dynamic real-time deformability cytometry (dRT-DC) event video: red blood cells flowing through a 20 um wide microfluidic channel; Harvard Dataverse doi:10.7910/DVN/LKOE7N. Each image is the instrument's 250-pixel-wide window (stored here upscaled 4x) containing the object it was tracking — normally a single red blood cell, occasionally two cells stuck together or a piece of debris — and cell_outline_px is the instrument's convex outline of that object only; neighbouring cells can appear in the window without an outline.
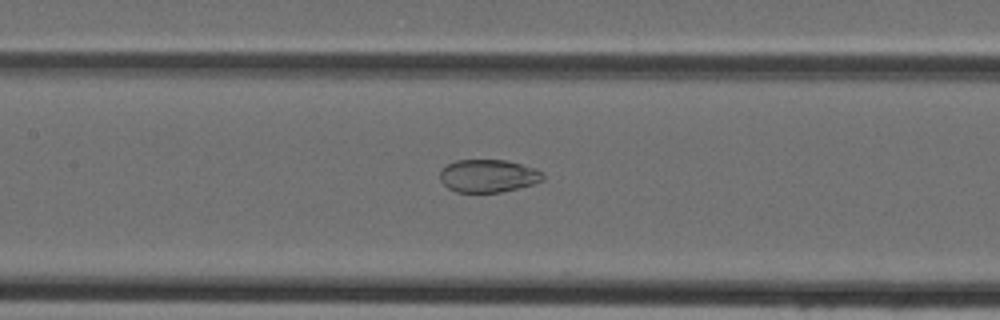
{"species": "Egyptian fruit bat (a non-hibernating species)", "species_latin": "Rousettus aegyptiacus", "temperature_condition": "cold", "stored_images_in_passage": 33, "camera_frame_rate_fps": 3000, "um_per_image_px": 0.085, "animal": {"sex": "female"}, "frame": {"image": 1, "passage_image": 9, "time_ms": 2.667, "image_size_px": [1000, 320], "cell_outline_px": [[544, 180], [532, 184], [500, 192], [456, 192], [448, 188], [440, 180], [440, 168], [456, 160], [504, 160], [536, 168], [544, 176]], "centroid_in_image_um": [41.46, 14.94], "position_along_channel_um": 165.9, "area_um2": 19.59}}
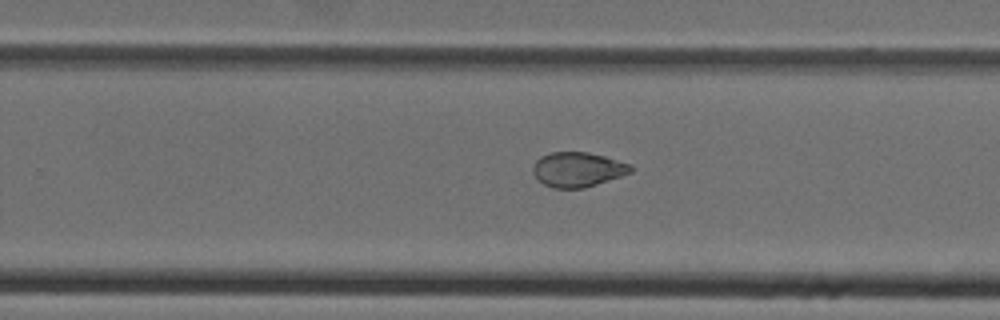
{"frame": {"image": 2, "passage_image": 17, "time_ms": 5.333, "image_size_px": [1000, 320], "cell_outline_px": [[632, 172], [584, 188], [552, 188], [536, 180], [532, 172], [532, 168], [536, 160], [540, 156], [552, 152], [588, 152], [604, 156], [632, 164]], "centroid_in_image_um": [49.07, 14.4], "position_along_channel_um": 280.7, "area_um2": 19.88}}
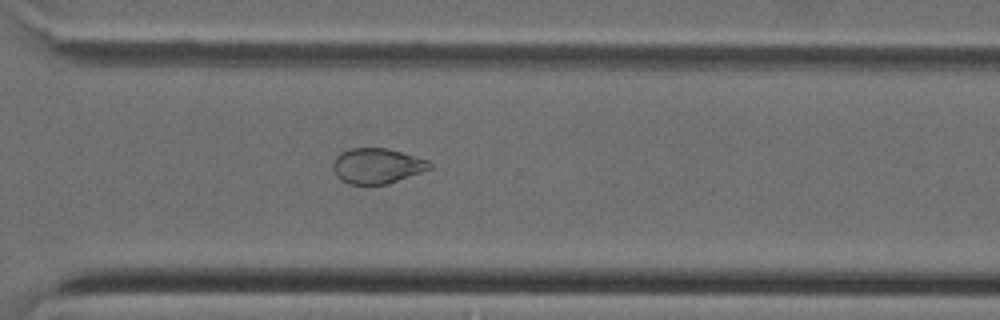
{"frame": {"image": 3, "passage_image": 21, "time_ms": 6.667, "image_size_px": [1000, 320], "cell_outline_px": [[432, 168], [388, 184], [348, 184], [340, 180], [336, 176], [332, 168], [332, 164], [336, 156], [340, 152], [352, 148], [388, 148], [428, 160], [432, 164]], "centroid_in_image_um": [32.02, 14.1], "position_along_channel_um": 338.6, "area_um2": 20.0}}